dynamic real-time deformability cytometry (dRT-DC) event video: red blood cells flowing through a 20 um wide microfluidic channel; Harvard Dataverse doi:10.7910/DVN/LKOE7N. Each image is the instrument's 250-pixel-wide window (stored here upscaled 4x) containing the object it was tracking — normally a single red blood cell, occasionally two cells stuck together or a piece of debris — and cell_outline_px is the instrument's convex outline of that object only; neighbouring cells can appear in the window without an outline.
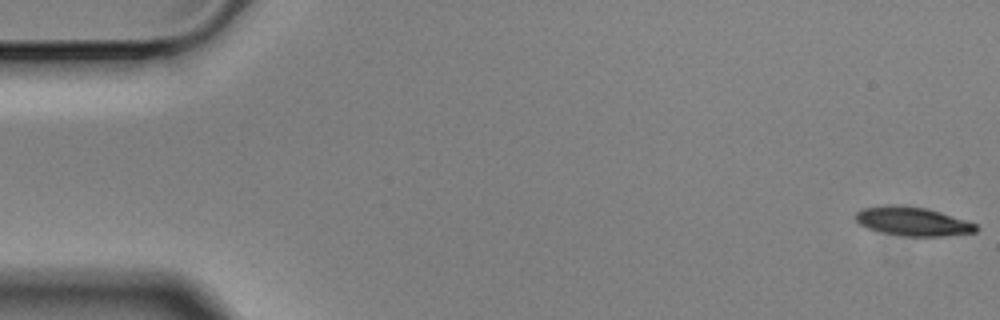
{"species": "Egyptian fruit bat (a non-hibernating species)", "species_latin": "Rousettus aegyptiacus", "temperature_condition": "cold", "stored_images_in_passage": 6, "camera_frame_rate_fps": 3000, "um_per_image_px": 0.085, "animal": {"sex": "male"}, "frame": {"image": 1, "passage_image": 1, "time_ms": 0.0, "image_size_px": [1000, 320], "cell_outline_px": [[980, 228], [976, 232], [944, 236], [908, 236], [880, 232], [868, 228], [860, 224], [856, 220], [856, 212], [860, 208], [884, 204], [900, 204], [928, 208], [968, 220], [976, 224]], "centroid_in_image_um": [77.59, 18.79], "position_along_channel_um": 7.4, "area_um2": 20.63}}
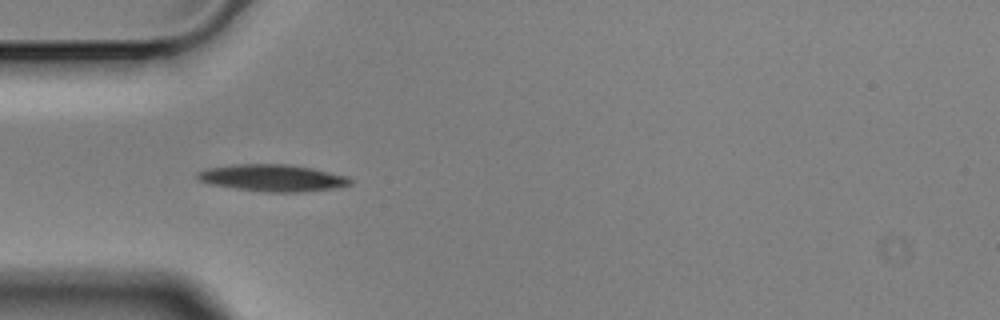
{"frame": {"image": 2, "passage_image": 5, "time_ms": 1.333, "image_size_px": [1000, 320], "cell_outline_px": [[352, 184], [332, 188], [300, 192], [268, 192], [236, 188], [212, 184], [200, 180], [196, 176], [196, 172], [208, 168], [236, 164], [288, 164], [312, 168], [348, 176], [352, 180]], "centroid_in_image_um": [23.19, 15.11], "position_along_channel_um": 61.8, "area_um2": 23.7}}
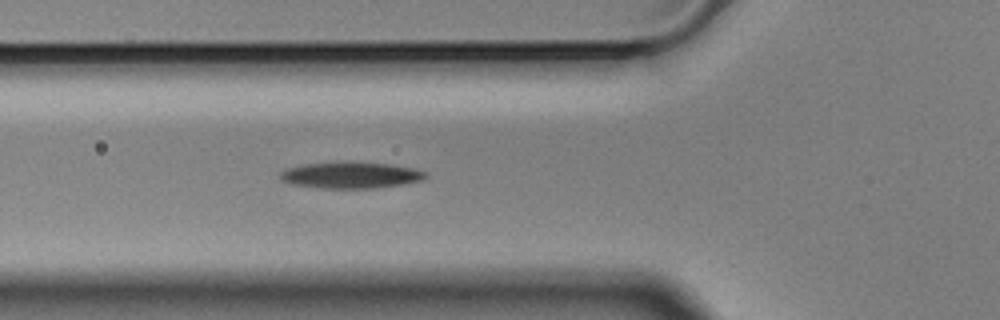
{"frame": {"image": 3, "passage_image": 6, "time_ms": 1.667, "image_size_px": [1000, 320], "cell_outline_px": [[428, 176], [424, 180], [404, 184], [376, 188], [320, 188], [292, 184], [280, 180], [280, 172], [288, 168], [304, 164], [352, 160], [388, 164], [412, 168], [424, 172]], "centroid_in_image_um": [29.81, 14.87], "position_along_channel_um": 96.0, "area_um2": 22.66}}